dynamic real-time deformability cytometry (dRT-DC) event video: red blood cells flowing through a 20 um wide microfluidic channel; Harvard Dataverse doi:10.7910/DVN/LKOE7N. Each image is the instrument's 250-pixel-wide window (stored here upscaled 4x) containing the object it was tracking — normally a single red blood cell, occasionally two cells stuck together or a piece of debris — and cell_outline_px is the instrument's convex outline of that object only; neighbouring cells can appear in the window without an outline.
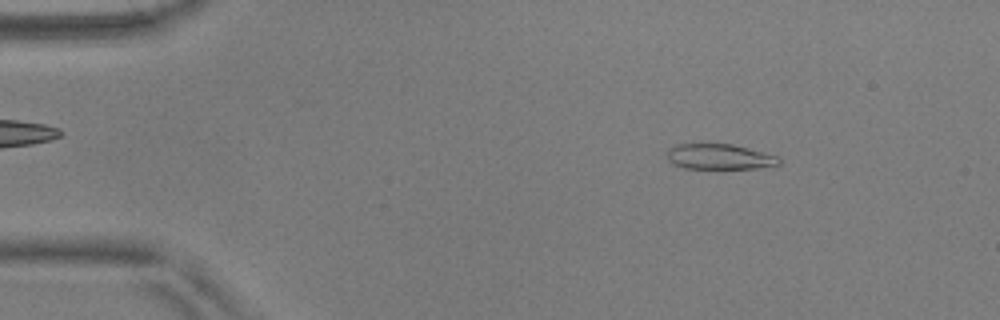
{"species": "common noctule bat (a hibernating species)", "species_latin": "Nyctalus noctula", "temperature_condition": "warm", "stored_images_in_passage": 53, "camera_frame_rate_fps": 3000, "um_per_image_px": 0.085, "animal": {"sex": "male", "body_mass_g": 17.9, "forearm_length_mm": 54.2}, "frame": {"image": 1, "passage_image": 7, "time_ms": 2.0, "image_size_px": [1000, 320], "cell_outline_px": [[780, 164], [756, 168], [684, 168], [672, 164], [668, 160], [664, 152], [676, 144], [732, 144], [748, 148], [776, 156], [780, 160]], "centroid_in_image_um": [61.07, 13.32], "position_along_channel_um": 23.9, "area_um2": 16.47}}
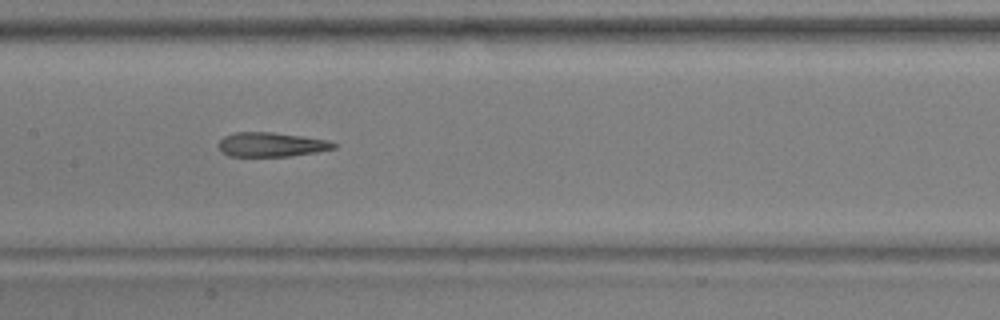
{"frame": {"image": 2, "passage_image": 26, "time_ms": 8.333, "image_size_px": [1000, 320], "cell_outline_px": [[336, 148], [316, 152], [292, 156], [228, 156], [220, 152], [220, 140], [224, 136], [236, 132], [272, 132], [328, 140], [336, 144]], "centroid_in_image_um": [23.05, 12.29], "position_along_channel_um": 184.3, "area_um2": 16.24}}
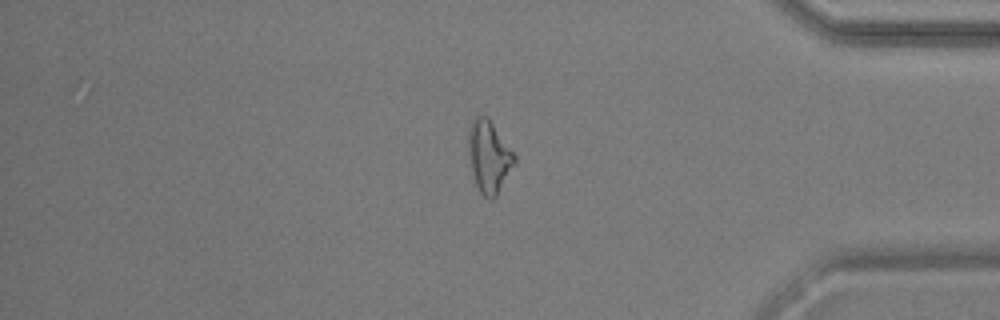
{"frame": {"image": 3, "passage_image": 45, "time_ms": 14.667, "image_size_px": [1000, 320], "cell_outline_px": [[516, 164], [496, 196], [492, 200], [488, 200], [480, 192], [476, 184], [472, 172], [468, 152], [468, 132], [472, 120], [476, 116], [488, 116], [516, 156]], "centroid_in_image_um": [41.57, 13.32], "position_along_channel_um": 393.6, "area_um2": 19.48}, "authors_computed_cell_mechanics": {"area_um2": 18.0336, "velocity_mm_per_s": 3.6937, "shape_relaxation_time_tau1_ms": null, "shape_relaxation_time_tau2_ms": 2.6828, "deformation_change_tau1": null, "deformation_change_tau2": 0.1295}}